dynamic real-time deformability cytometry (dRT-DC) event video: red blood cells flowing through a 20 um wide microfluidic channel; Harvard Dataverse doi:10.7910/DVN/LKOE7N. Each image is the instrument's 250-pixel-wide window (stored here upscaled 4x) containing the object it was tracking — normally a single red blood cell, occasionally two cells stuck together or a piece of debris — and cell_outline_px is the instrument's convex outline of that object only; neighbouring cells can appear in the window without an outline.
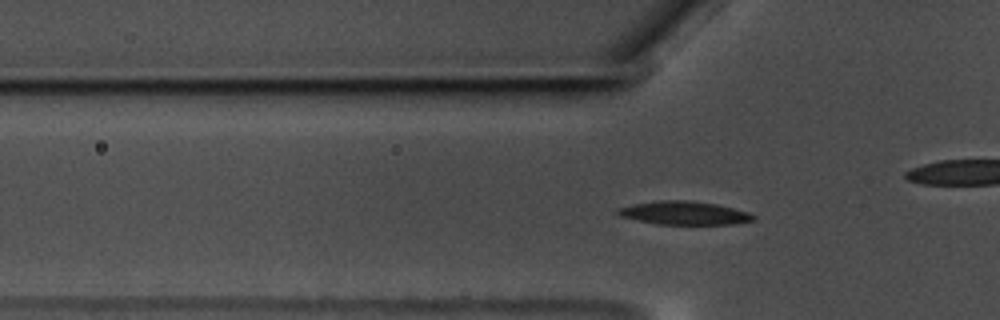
{"species": "common noctule bat (a hibernating species)", "species_latin": "Nyctalus noctula", "temperature_condition": "warm", "stored_images_in_passage": 31, "camera_frame_rate_fps": 3000, "um_per_image_px": 0.085, "animal": {"sex": "male", "body_mass_g": 17.5, "forearm_length_mm": 52.3}, "frame": {"image": 1, "passage_image": 8, "time_ms": 2.333, "image_size_px": [1000, 320], "cell_outline_px": [[756, 220], [736, 224], [656, 224], [620, 216], [616, 212], [616, 208], [632, 204], [660, 200], [692, 200], [716, 204], [748, 212], [756, 216]], "centroid_in_image_um": [58.16, 18.1], "position_along_channel_um": 67.6, "area_um2": 18.55}}
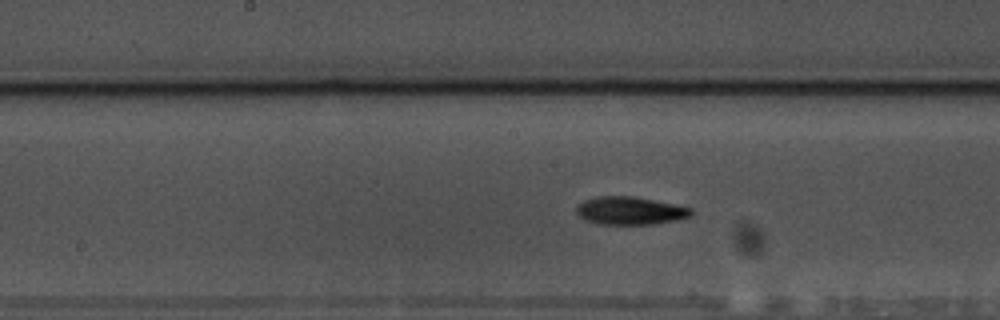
{"frame": {"image": 2, "passage_image": 19, "time_ms": 6.0, "image_size_px": [1000, 320], "cell_outline_px": [[692, 216], [676, 220], [652, 224], [600, 224], [588, 220], [580, 216], [576, 212], [576, 208], [584, 200], [596, 196], [632, 196], [692, 208]], "centroid_in_image_um": [53.56, 17.91], "position_along_channel_um": 194.6, "area_um2": 18.38}}
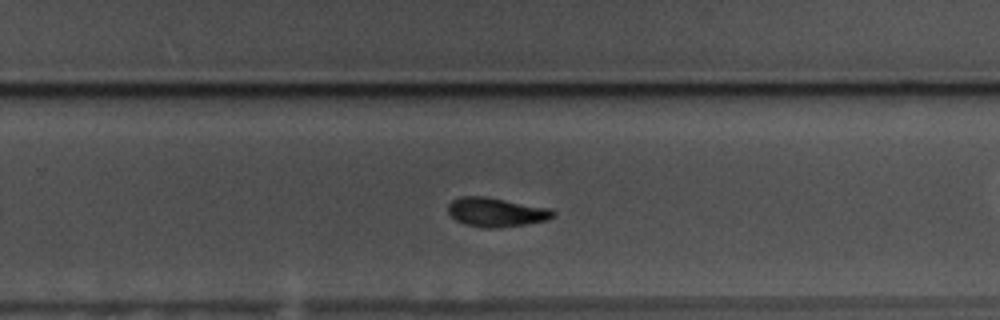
{"frame": {"image": 3, "passage_image": 27, "time_ms": 8.667, "image_size_px": [1000, 320], "cell_outline_px": [[556, 216], [544, 220], [524, 224], [488, 228], [464, 224], [456, 220], [448, 212], [448, 204], [452, 200], [460, 196], [488, 196], [552, 208], [556, 212]], "centroid_in_image_um": [42.19, 18.0], "position_along_channel_um": 287.6, "area_um2": 17.86}}